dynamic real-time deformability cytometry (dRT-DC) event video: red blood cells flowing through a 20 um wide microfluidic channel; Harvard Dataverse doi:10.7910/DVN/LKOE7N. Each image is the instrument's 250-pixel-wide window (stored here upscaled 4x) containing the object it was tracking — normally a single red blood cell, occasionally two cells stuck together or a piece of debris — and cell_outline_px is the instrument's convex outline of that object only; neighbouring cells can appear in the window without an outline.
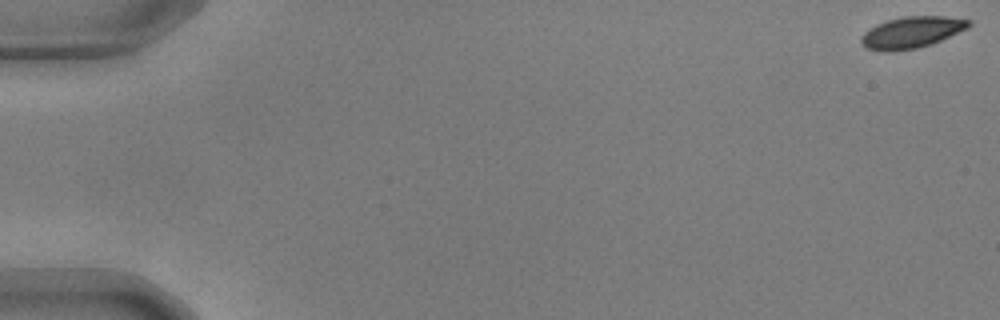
{"species": "common noctule bat (a hibernating species)", "species_latin": "Nyctalus noctula", "temperature_condition": "warm", "stored_images_in_passage": 57, "camera_frame_rate_fps": 3000, "um_per_image_px": 0.085, "animal": {"sex": "male", "body_mass_g": 17.9, "forearm_length_mm": 54.2}, "frame": {"image": 1, "passage_image": 1, "time_ms": 0.0, "image_size_px": [1000, 320], "cell_outline_px": [[972, 24], [968, 28], [932, 44], [916, 48], [896, 52], [880, 52], [864, 48], [860, 44], [860, 36], [864, 32], [876, 24], [888, 20], [904, 16], [944, 16], [972, 20]], "centroid_in_image_um": [77.45, 2.77], "position_along_channel_um": 7.6, "area_um2": 20.11}}
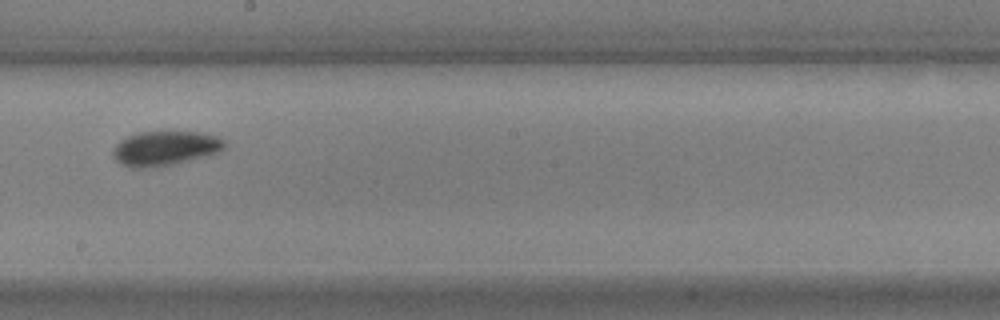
{"frame": {"image": 2, "passage_image": 33, "time_ms": 10.667, "image_size_px": [1000, 320], "cell_outline_px": [[224, 148], [220, 152], [208, 156], [156, 168], [132, 168], [120, 164], [112, 156], [112, 148], [120, 140], [136, 132], [204, 132], [216, 136], [224, 140]], "centroid_in_image_um": [14.01, 12.62], "position_along_channel_um": 234.2, "area_um2": 22.83}}
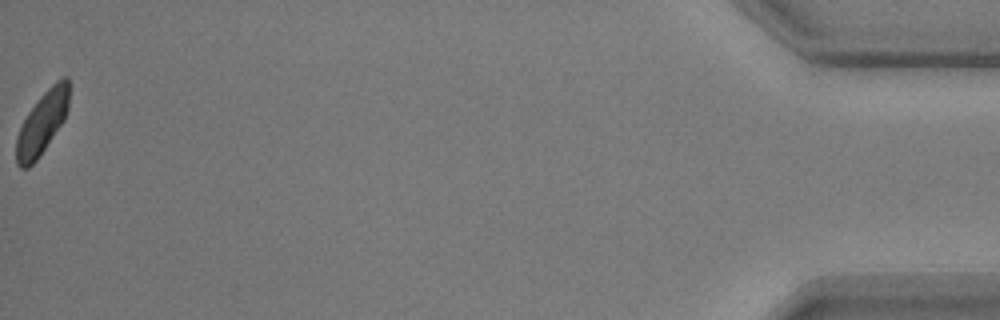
{"frame": {"image": 3, "passage_image": 57, "time_ms": 18.667, "image_size_px": [1000, 320], "cell_outline_px": [[68, 108], [64, 120], [36, 160], [28, 168], [20, 168], [16, 164], [16, 140], [20, 128], [28, 112], [40, 96], [56, 80], [64, 76], [68, 76]], "centroid_in_image_um": [3.58, 10.44], "position_along_channel_um": 431.6, "area_um2": 18.9}, "authors_computed_cell_mechanics": {"area_um2": 20.6924, "velocity_mm_per_s": 3.6191, "shape_relaxation_time_tau1_ms": 2.6427, "shape_relaxation_time_tau2_ms": null, "deformation_change_tau1": 0.1069, "deformation_change_tau2": null}}